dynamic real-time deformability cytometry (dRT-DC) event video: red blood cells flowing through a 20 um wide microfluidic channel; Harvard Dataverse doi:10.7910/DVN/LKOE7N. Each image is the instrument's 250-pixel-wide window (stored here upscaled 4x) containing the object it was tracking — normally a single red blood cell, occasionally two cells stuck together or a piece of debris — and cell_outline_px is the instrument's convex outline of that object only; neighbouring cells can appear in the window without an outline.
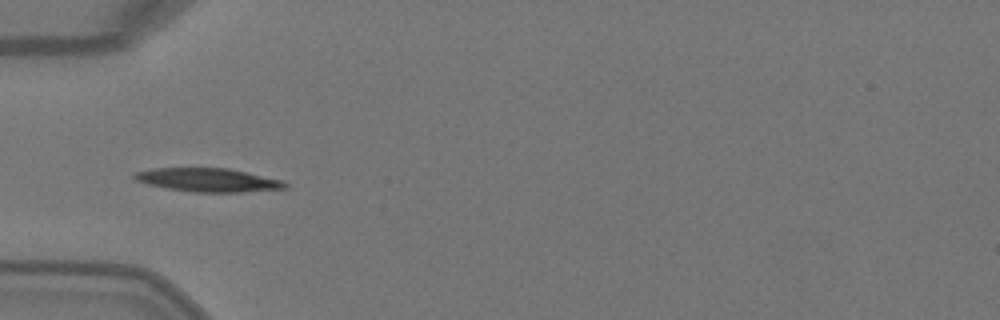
{"species": "Egyptian fruit bat (a non-hibernating species)", "species_latin": "Rousettus aegyptiacus", "temperature_condition": "warm", "stored_images_in_passage": 2, "camera_frame_rate_fps": 3000, "um_per_image_px": 0.085, "animal": {"sex": "female"}, "frame": {"image": 1, "passage_image": 1, "time_ms": 0.0, "image_size_px": [1000, 320], "cell_outline_px": [[288, 188], [244, 192], [196, 192], [168, 188], [148, 184], [136, 180], [132, 176], [132, 172], [152, 168], [228, 168], [280, 180], [288, 184]], "centroid_in_image_um": [17.65, 15.29], "position_along_channel_um": 67.4, "area_um2": 20.52}}
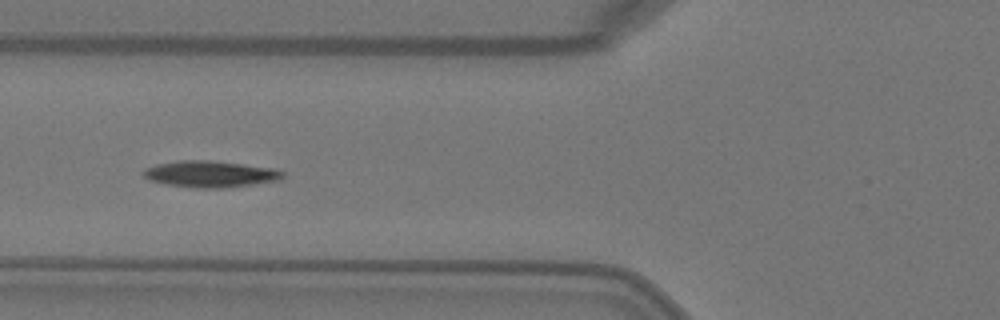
{"frame": {"image": 2, "passage_image": 2, "time_ms": 0.333, "image_size_px": [1000, 320], "cell_outline_px": [[284, 176], [280, 180], [256, 184], [224, 188], [196, 188], [164, 184], [148, 180], [144, 176], [144, 168], [156, 164], [176, 160], [208, 160], [244, 164], [276, 168], [284, 172]], "centroid_in_image_um": [17.88, 14.79], "position_along_channel_um": 107.9, "area_um2": 21.79}}